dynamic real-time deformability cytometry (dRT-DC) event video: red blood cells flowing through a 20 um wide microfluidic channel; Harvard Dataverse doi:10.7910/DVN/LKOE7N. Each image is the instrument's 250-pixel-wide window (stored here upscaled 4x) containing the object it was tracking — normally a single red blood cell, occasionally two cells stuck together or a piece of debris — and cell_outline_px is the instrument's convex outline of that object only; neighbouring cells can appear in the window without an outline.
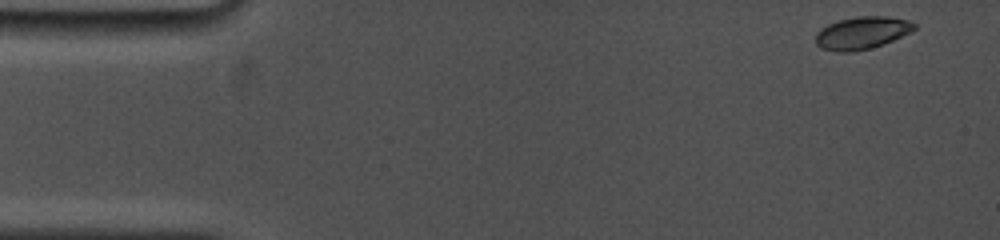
{"species": "common noctule bat (a hibernating species)", "species_latin": "Nyctalus noctula", "temperature_condition": "cold", "stored_images_in_passage": 70, "camera_frame_rate_fps": 5000, "um_per_image_px": 0.085, "animal": {"sex": "female", "body_mass_g": 19.0, "forearm_length_mm": 53.3}, "frame": {"image": 1, "passage_image": 1, "time_ms": 0.0, "image_size_px": [1000, 240], "cell_outline_px": [[916, 28], [912, 32], [884, 44], [852, 52], [836, 52], [820, 48], [816, 44], [816, 32], [820, 28], [828, 24], [840, 20], [856, 16], [888, 16], [908, 20], [916, 24]], "centroid_in_image_um": [73.26, 2.79], "position_along_channel_um": 11.7, "area_um2": 18.84}}
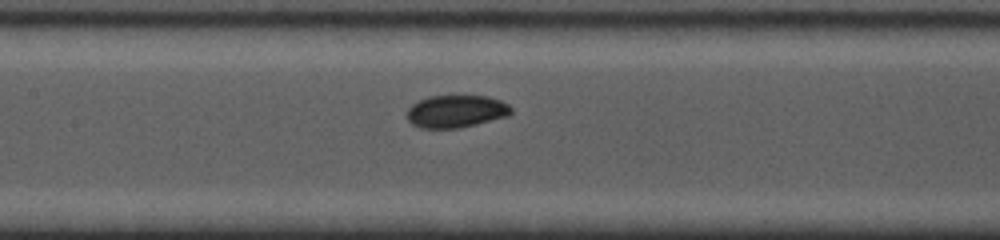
{"frame": {"image": 2, "passage_image": 39, "time_ms": 7.2, "image_size_px": [1000, 240], "cell_outline_px": [[512, 112], [508, 116], [460, 128], [420, 128], [412, 124], [408, 120], [408, 108], [412, 104], [428, 96], [488, 96], [500, 100], [508, 104], [512, 108]], "centroid_in_image_um": [38.78, 9.46], "position_along_channel_um": 168.6, "area_um2": 19.71}}
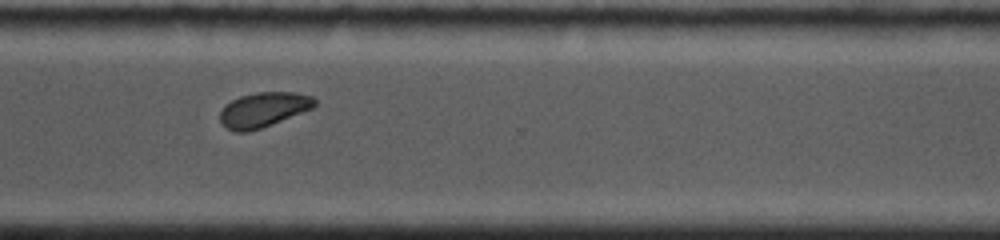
{"frame": {"image": 3, "passage_image": 69, "time_ms": 12.0, "image_size_px": [1000, 240], "cell_outline_px": [[316, 104], [312, 108], [272, 124], [248, 132], [236, 132], [224, 128], [220, 120], [220, 112], [224, 104], [240, 96], [256, 92], [296, 92], [312, 96], [316, 100]], "centroid_in_image_um": [22.35, 9.32], "position_along_channel_um": 348.2, "area_um2": 19.25}}